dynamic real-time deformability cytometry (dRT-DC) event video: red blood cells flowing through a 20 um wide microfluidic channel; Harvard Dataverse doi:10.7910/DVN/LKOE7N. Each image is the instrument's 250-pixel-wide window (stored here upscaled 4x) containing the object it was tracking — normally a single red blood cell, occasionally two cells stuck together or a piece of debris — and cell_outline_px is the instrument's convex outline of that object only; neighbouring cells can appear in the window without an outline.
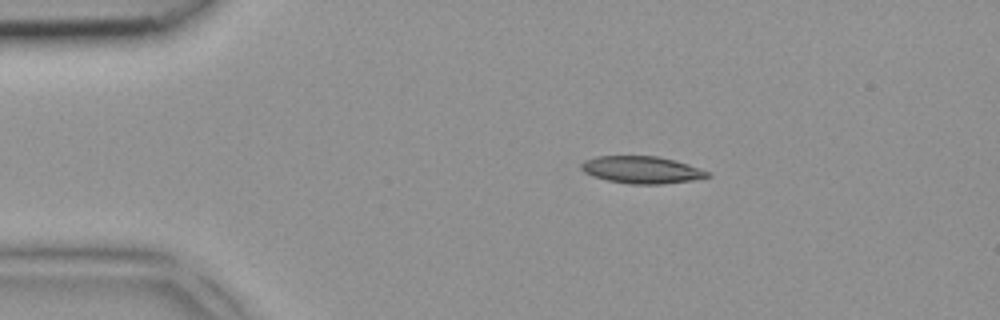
{"species": "common noctule bat (a hibernating species)", "species_latin": "Nyctalus noctula", "temperature_condition": "room temperature", "stored_images_in_passage": 4, "camera_frame_rate_fps": 3000, "um_per_image_px": 0.085, "animal": {"sex": "female", "body_mass_g": 18.4}, "frame": {"image": 1, "passage_image": 3, "time_ms": 0.667, "image_size_px": [1000, 320], "cell_outline_px": [[712, 176], [692, 180], [660, 184], [628, 184], [608, 180], [584, 172], [580, 168], [580, 164], [584, 160], [596, 156], [656, 156], [676, 160], [712, 172]], "centroid_in_image_um": [54.58, 14.43], "position_along_channel_um": 30.4, "area_um2": 20.06}}